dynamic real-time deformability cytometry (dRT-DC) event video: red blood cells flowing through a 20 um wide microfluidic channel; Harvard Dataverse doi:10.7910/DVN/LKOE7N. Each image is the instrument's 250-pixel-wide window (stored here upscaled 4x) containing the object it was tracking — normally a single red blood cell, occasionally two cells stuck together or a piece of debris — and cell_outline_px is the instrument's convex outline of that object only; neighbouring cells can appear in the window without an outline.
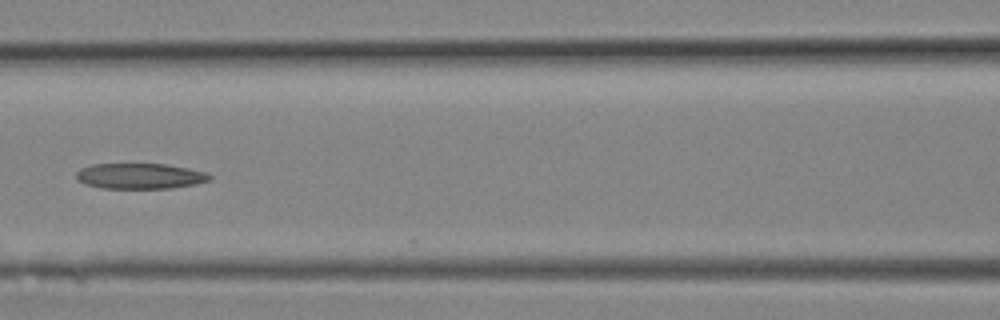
{"species": "Egyptian fruit bat (a non-hibernating species)", "species_latin": "Rousettus aegyptiacus", "temperature_condition": "room temperature", "stored_images_in_passage": 10, "camera_frame_rate_fps": 3000, "um_per_image_px": 0.085, "animal": {"sex": "female"}, "frame": {"image": 1, "passage_image": 8, "time_ms": 2.333, "image_size_px": [1000, 320], "cell_outline_px": [[212, 180], [196, 184], [172, 188], [100, 188], [84, 184], [76, 176], [76, 172], [80, 168], [92, 164], [164, 164], [188, 168], [204, 172], [212, 176]], "centroid_in_image_um": [11.9, 14.97], "position_along_channel_um": 154.7, "area_um2": 19.88}}
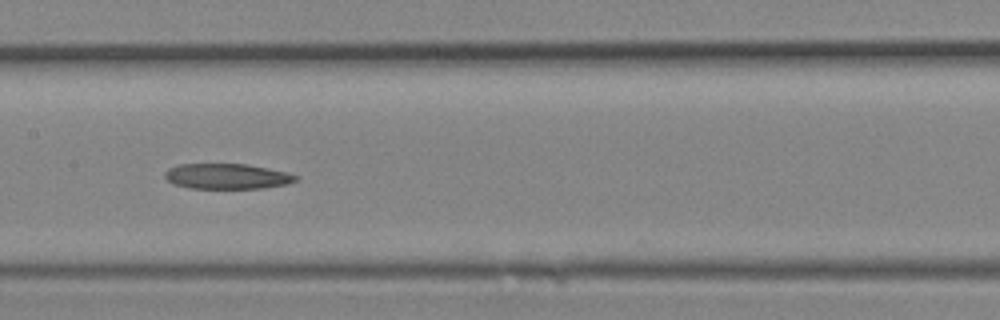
{"frame": {"image": 2, "passage_image": 9, "time_ms": 2.667, "image_size_px": [1000, 320], "cell_outline_px": [[300, 176], [296, 180], [288, 184], [264, 188], [188, 188], [176, 184], [168, 180], [164, 176], [164, 172], [168, 168], [180, 164], [248, 164], [288, 172]], "centroid_in_image_um": [19.33, 14.98], "position_along_channel_um": 188.1, "area_um2": 19.42}}
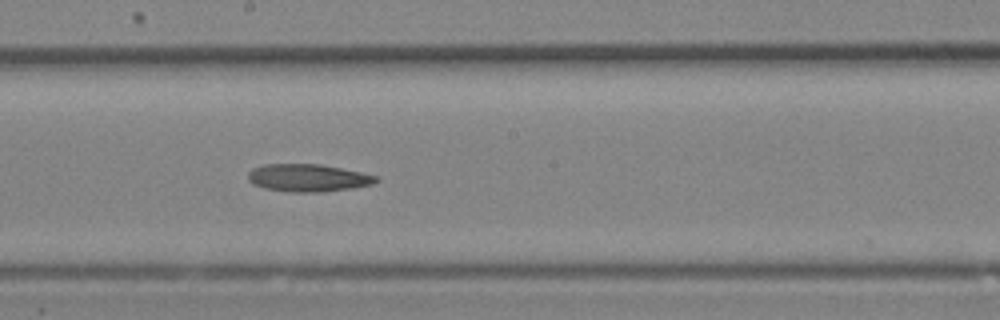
{"frame": {"image": 3, "passage_image": 10, "time_ms": 3.0, "image_size_px": [1000, 320], "cell_outline_px": [[380, 180], [372, 184], [348, 188], [320, 192], [292, 192], [264, 188], [252, 184], [248, 180], [248, 172], [252, 168], [264, 164], [320, 164], [380, 176]], "centroid_in_image_um": [26.15, 15.11], "position_along_channel_um": 222.0, "area_um2": 20.52}}